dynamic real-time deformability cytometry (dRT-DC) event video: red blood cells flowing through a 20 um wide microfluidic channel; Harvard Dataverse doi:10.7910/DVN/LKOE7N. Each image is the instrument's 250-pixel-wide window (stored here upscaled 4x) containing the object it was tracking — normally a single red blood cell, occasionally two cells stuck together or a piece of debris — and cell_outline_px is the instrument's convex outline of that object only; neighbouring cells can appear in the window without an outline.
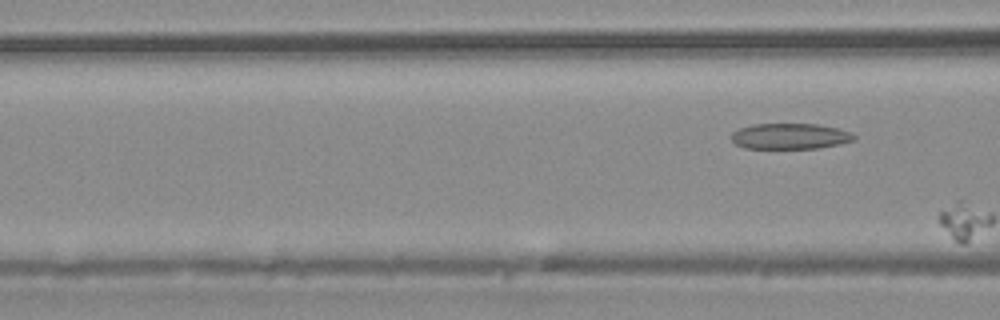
{"species": "common noctule bat (a hibernating species)", "species_latin": "Nyctalus noctula", "temperature_condition": "warm", "stored_images_in_passage": 6, "camera_frame_rate_fps": 3000, "um_per_image_px": 0.085, "animal": {"sex": "male", "body_mass_g": 20.4}, "frame": {"image": 1, "passage_image": 6, "time_ms": 6.0, "image_size_px": [1000, 320], "cell_outline_px": [[856, 140], [840, 144], [820, 148], [744, 148], [736, 144], [732, 140], [732, 132], [740, 128], [752, 124], [816, 124], [836, 128], [852, 132], [856, 136]], "centroid_in_image_um": [67.18, 11.58], "position_along_channel_um": 99.4, "area_um2": 18.44}}